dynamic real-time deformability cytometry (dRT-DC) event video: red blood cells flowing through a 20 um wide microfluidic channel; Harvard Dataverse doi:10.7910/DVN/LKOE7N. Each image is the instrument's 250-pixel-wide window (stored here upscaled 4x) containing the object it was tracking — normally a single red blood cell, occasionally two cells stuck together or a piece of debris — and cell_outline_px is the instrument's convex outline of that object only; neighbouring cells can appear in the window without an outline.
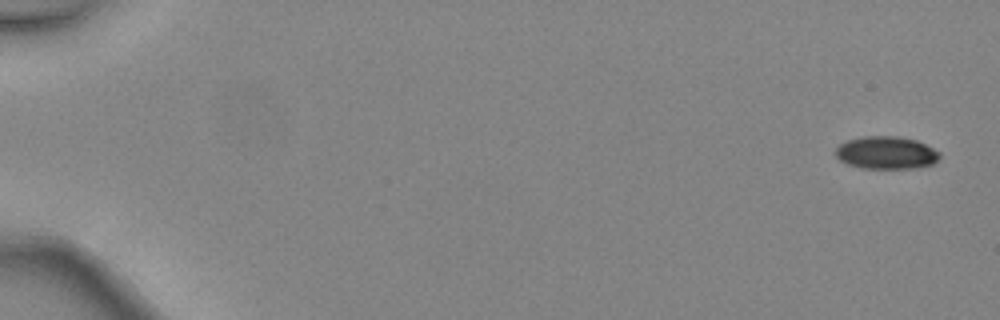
{"species": "common noctule bat (a hibernating species)", "species_latin": "Nyctalus noctula", "temperature_condition": "warm", "stored_images_in_passage": 5, "camera_frame_rate_fps": 3000, "um_per_image_px": 0.085, "animal": {"sex": "female", "body_mass_g": 24.6, "forearm_length_mm": 56.2}, "frame": {"image": 1, "passage_image": 1, "time_ms": 0.0, "image_size_px": [1000, 320], "cell_outline_px": [[940, 156], [932, 164], [916, 168], [864, 168], [848, 164], [840, 160], [836, 156], [836, 148], [840, 144], [848, 140], [864, 136], [900, 136], [916, 140], [940, 152]], "centroid_in_image_um": [75.33, 12.97], "position_along_channel_um": 9.7, "area_um2": 19.65}}
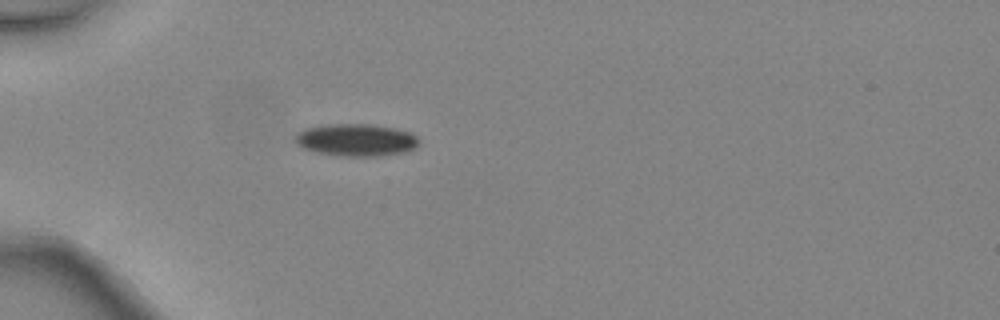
{"frame": {"image": 2, "passage_image": 5, "time_ms": 1.333, "image_size_px": [1000, 320], "cell_outline_px": [[420, 144], [416, 148], [404, 152], [380, 156], [344, 156], [316, 152], [304, 148], [296, 144], [292, 140], [296, 132], [304, 128], [328, 124], [372, 124], [396, 128], [408, 132], [416, 136], [420, 140]], "centroid_in_image_um": [30.25, 11.89], "position_along_channel_um": 54.7, "area_um2": 23.64}}